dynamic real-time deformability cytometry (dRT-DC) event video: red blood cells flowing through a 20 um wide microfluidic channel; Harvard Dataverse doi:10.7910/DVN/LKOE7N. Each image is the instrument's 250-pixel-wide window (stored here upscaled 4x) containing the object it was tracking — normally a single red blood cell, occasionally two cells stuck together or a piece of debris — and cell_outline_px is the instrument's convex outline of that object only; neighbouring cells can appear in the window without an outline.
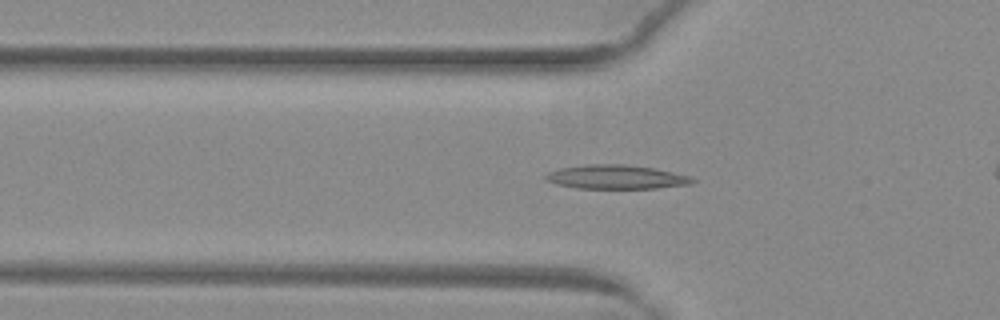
{"species": "common noctule bat (a hibernating species)", "species_latin": "Nyctalus noctula", "temperature_condition": "warm", "stored_images_in_passage": 40, "segment_of_instrument_passage": [1, 2], "camera_frame_rate_fps": 3000, "um_per_image_px": 0.085, "animal": {"sex": "female", "body_mass_g": 29.2, "forearm_length_mm": 56.3}, "frame": {"image": 1, "passage_image": 12, "time_ms": 3.667, "image_size_px": [1000, 320], "cell_outline_px": [[696, 180], [692, 184], [656, 188], [576, 188], [556, 184], [544, 180], [544, 176], [548, 172], [560, 168], [588, 164], [624, 164], [652, 168], [672, 172], [688, 176]], "centroid_in_image_um": [52.33, 15.04], "position_along_channel_um": 73.5, "area_um2": 20.4}}
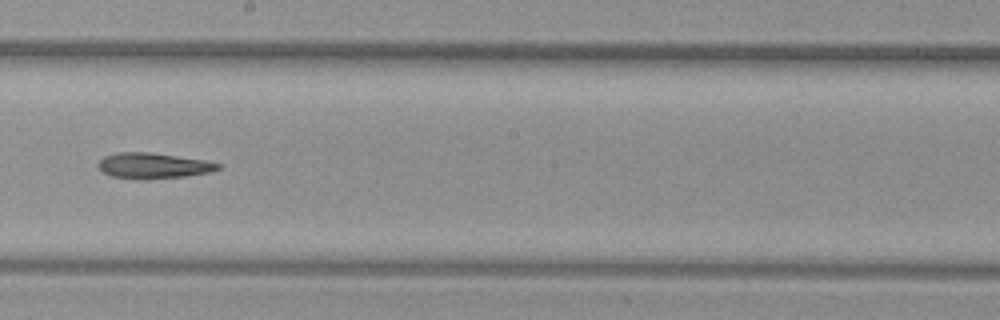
{"frame": {"image": 2, "passage_image": 24, "time_ms": 7.667, "image_size_px": [1000, 320], "cell_outline_px": [[224, 164], [220, 168], [212, 172], [188, 176], [148, 180], [136, 180], [112, 176], [104, 172], [96, 164], [104, 156], [116, 152], [152, 152], [204, 160]], "centroid_in_image_um": [13.06, 14.09], "position_along_channel_um": 235.1, "area_um2": 18.32}}
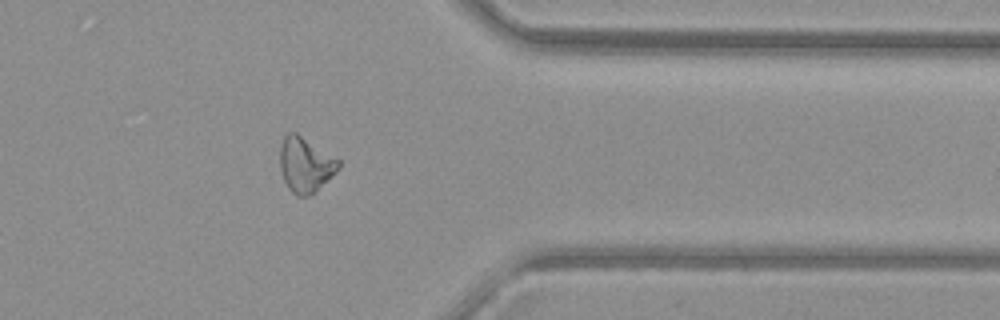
{"frame": {"image": 3, "passage_image": 36, "time_ms": 11.667, "image_size_px": [1000, 320], "cell_outline_px": [[340, 168], [316, 192], [308, 196], [296, 196], [288, 188], [280, 172], [280, 144], [284, 136], [288, 132], [296, 132], [340, 160]], "centroid_in_image_um": [25.95, 14.01], "position_along_channel_um": 385.5, "area_um2": 18.96}}